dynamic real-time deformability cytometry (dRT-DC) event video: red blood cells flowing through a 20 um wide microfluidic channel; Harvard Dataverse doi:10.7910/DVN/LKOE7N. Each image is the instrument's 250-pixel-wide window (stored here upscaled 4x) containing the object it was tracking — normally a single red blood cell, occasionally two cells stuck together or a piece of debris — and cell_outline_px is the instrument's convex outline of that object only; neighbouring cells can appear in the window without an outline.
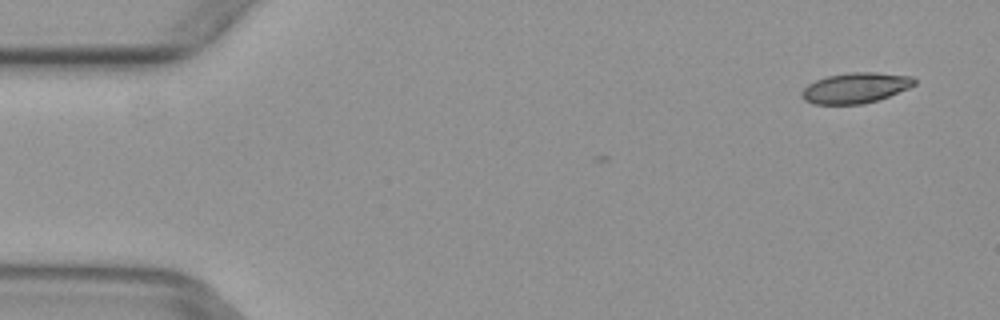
{"species": "common noctule bat (a hibernating species)", "species_latin": "Nyctalus noctula", "temperature_condition": "warm", "stored_images_in_passage": 4, "camera_frame_rate_fps": 3000, "um_per_image_px": 0.085, "animal": {"sex": "female", "body_mass_g": 29.2, "forearm_length_mm": 56.3}, "frame": {"image": 1, "passage_image": 4, "time_ms": 1.0, "image_size_px": [1000, 320], "cell_outline_px": [[916, 84], [908, 88], [888, 96], [876, 100], [860, 104], [812, 104], [804, 100], [800, 96], [800, 92], [808, 84], [816, 80], [828, 76], [848, 72], [876, 72], [912, 76], [916, 80]], "centroid_in_image_um": [72.69, 7.46], "position_along_channel_um": 12.3, "area_um2": 20.0}}